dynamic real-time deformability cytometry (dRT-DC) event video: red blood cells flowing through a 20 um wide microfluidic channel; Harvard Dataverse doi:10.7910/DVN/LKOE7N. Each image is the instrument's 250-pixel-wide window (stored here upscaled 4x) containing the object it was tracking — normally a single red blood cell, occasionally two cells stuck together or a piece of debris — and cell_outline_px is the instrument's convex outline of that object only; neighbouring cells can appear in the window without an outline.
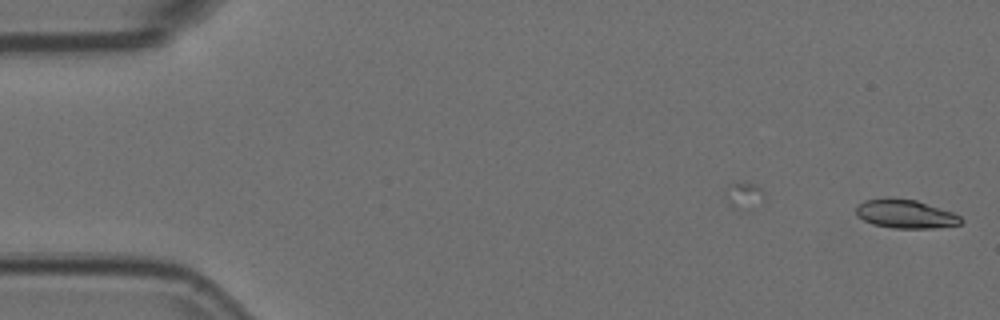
{"species": "Egyptian fruit bat (a non-hibernating species)", "species_latin": "Rousettus aegyptiacus", "temperature_condition": "room temperature", "stored_images_in_passage": 16, "camera_frame_rate_fps": 3000, "um_per_image_px": 0.085, "animal": {"sex": "female"}, "frame": {"image": 1, "passage_image": 1, "time_ms": 0.0, "image_size_px": [1000, 320], "cell_outline_px": [[964, 220], [960, 224], [932, 228], [892, 228], [872, 224], [856, 216], [856, 208], [864, 200], [888, 196], [916, 200], [952, 212], [960, 216]], "centroid_in_image_um": [76.93, 18.17], "position_along_channel_um": 8.1, "area_um2": 17.69}}
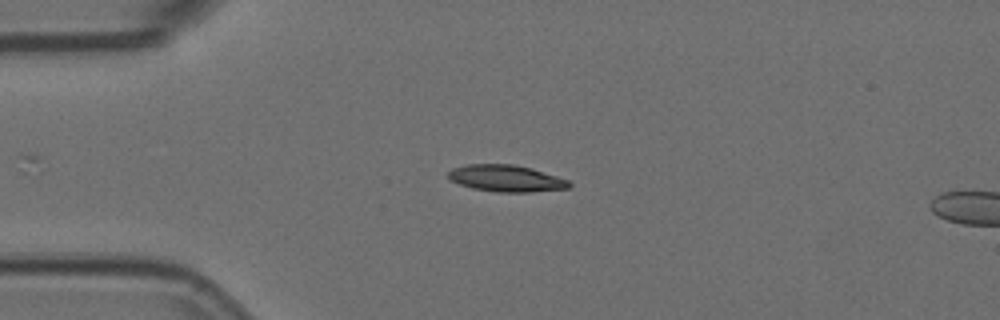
{"frame": {"image": 2, "passage_image": 13, "time_ms": 4.0, "image_size_px": [1000, 320], "cell_outline_px": [[572, 184], [568, 188], [528, 192], [496, 192], [472, 188], [460, 184], [452, 180], [448, 176], [448, 172], [452, 168], [468, 164], [512, 164], [532, 168], [568, 180]], "centroid_in_image_um": [43.02, 15.16], "position_along_channel_um": 42.0, "area_um2": 18.67}}